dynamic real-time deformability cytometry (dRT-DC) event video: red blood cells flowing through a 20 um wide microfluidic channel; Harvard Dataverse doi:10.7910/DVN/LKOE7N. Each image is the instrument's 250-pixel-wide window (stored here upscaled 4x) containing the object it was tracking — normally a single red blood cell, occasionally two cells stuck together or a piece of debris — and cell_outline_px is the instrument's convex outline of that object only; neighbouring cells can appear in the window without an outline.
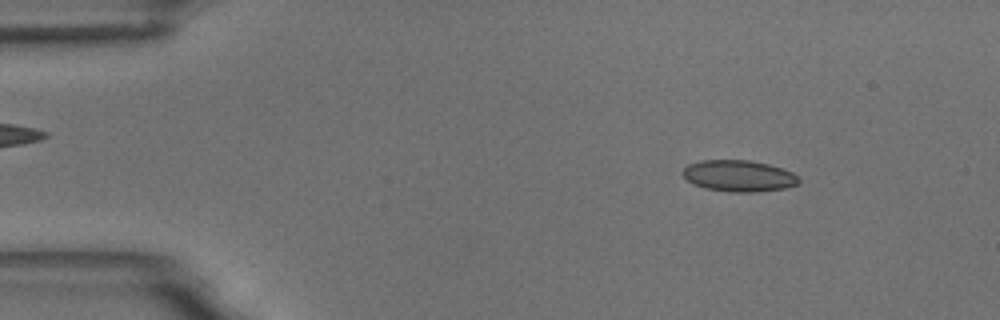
{"species": "common noctule bat (a hibernating species)", "species_latin": "Nyctalus noctula", "temperature_condition": "room temperature", "stored_images_in_passage": 55, "camera_frame_rate_fps": 3000, "um_per_image_px": 0.085, "animal": {"sex": "male", "body_mass_g": 18.8}, "frame": {"image": 1, "passage_image": 7, "time_ms": 2.0, "image_size_px": [1000, 320], "cell_outline_px": [[800, 180], [796, 184], [788, 188], [756, 192], [728, 192], [704, 188], [692, 184], [680, 172], [688, 164], [700, 160], [748, 160], [768, 164], [792, 172]], "centroid_in_image_um": [62.76, 14.96], "position_along_channel_um": 22.2, "area_um2": 21.33}}
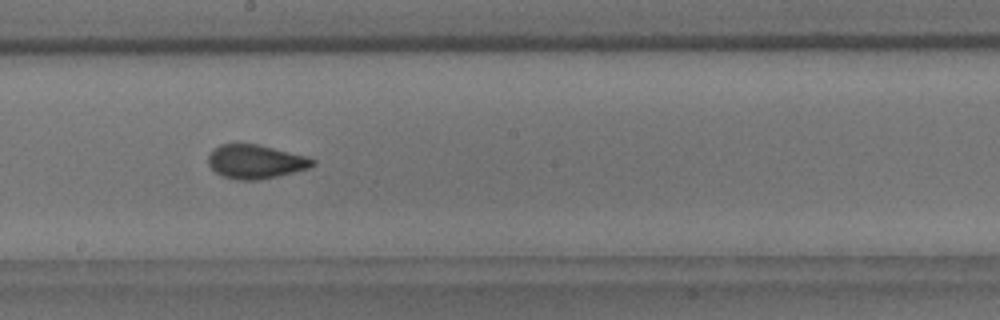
{"frame": {"image": 2, "passage_image": 30, "time_ms": 9.667, "image_size_px": [1000, 320], "cell_outline_px": [[316, 164], [308, 168], [276, 176], [256, 180], [236, 180], [220, 176], [208, 164], [208, 156], [212, 148], [220, 144], [256, 144], [308, 156], [316, 160]], "centroid_in_image_um": [21.69, 13.74], "position_along_channel_um": 226.5, "area_um2": 20.63}}
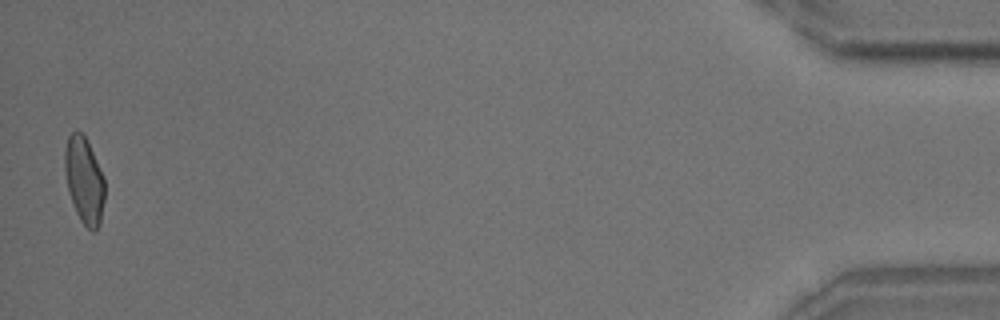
{"frame": {"image": 3, "passage_image": 54, "time_ms": 17.667, "image_size_px": [1000, 320], "cell_outline_px": [[104, 200], [100, 224], [92, 232], [80, 220], [76, 212], [68, 192], [64, 168], [64, 152], [68, 136], [72, 132], [80, 132], [84, 136], [104, 176]], "centroid_in_image_um": [7.14, 15.35], "position_along_channel_um": 428.1, "area_um2": 19.94}, "authors_computed_cell_mechanics": {"area_um2": 20.519, "velocity_mm_per_s": 3.6643, "shape_relaxation_time_tau1_ms": 5.5608, "shape_relaxation_time_tau2_ms": 1.0558, "deformation_change_tau1": 0.1362, "deformation_change_tau2": 0.0527}}